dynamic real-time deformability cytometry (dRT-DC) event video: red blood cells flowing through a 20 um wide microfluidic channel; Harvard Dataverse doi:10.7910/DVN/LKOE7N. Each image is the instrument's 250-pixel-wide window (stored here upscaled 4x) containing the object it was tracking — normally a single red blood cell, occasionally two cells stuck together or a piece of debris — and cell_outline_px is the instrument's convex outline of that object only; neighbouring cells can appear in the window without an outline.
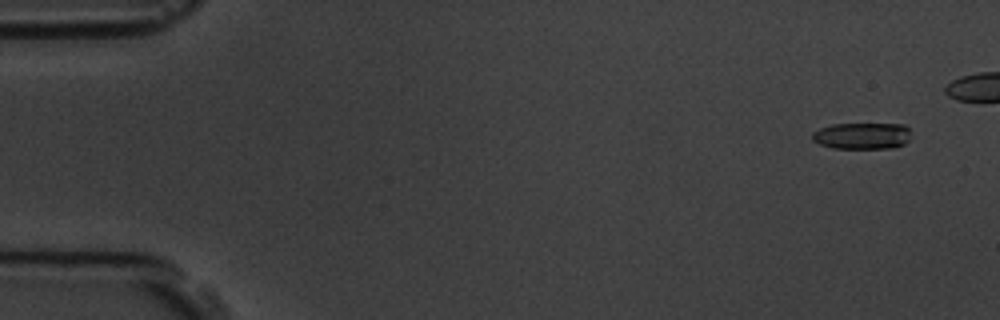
{"species": "common noctule bat (a hibernating species)", "species_latin": "Nyctalus noctula", "temperature_condition": "room temperature", "stored_images_in_passage": 16, "camera_frame_rate_fps": 3000, "um_per_image_px": 0.085, "animal": {"sex": "male", "body_mass_g": 19.5, "forearm_length_mm": 54.6}, "frame": {"image": 1, "passage_image": 1, "time_ms": 0.0, "image_size_px": [1000, 320], "cell_outline_px": [[908, 140], [904, 144], [892, 148], [832, 148], [820, 144], [812, 140], [812, 132], [820, 128], [832, 124], [904, 124], [908, 128]], "centroid_in_image_um": [73.24, 11.54], "position_along_channel_um": 11.8, "area_um2": 15.2}}
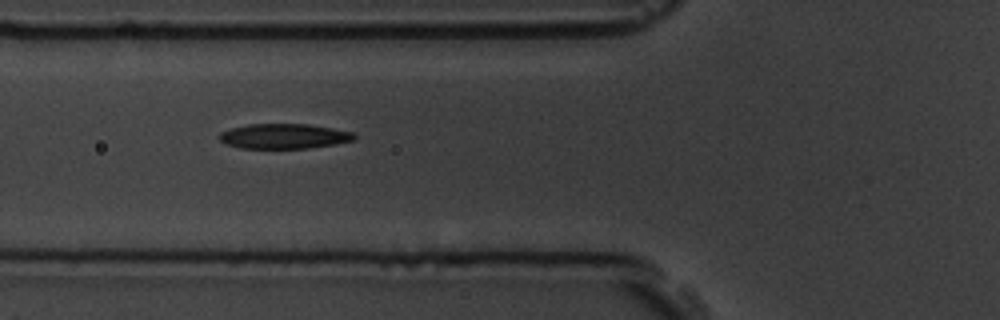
{"frame": {"image": 2, "passage_image": 7, "time_ms": 7.667, "image_size_px": [1000, 320], "cell_outline_px": [[356, 140], [308, 148], [240, 148], [224, 144], [220, 140], [220, 132], [232, 128], [248, 124], [308, 124], [332, 128], [352, 132], [356, 136]], "centroid_in_image_um": [24.12, 11.58], "position_along_channel_um": 101.7, "area_um2": 19.54}}
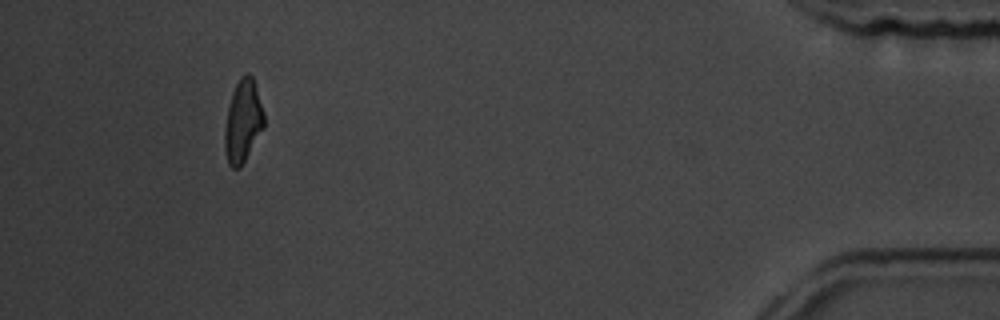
{"frame": {"image": 3, "passage_image": 15, "time_ms": 17.667, "image_size_px": [1000, 320], "cell_outline_px": [[264, 128], [240, 168], [232, 168], [228, 164], [224, 148], [224, 132], [228, 108], [232, 92], [240, 76], [248, 72], [252, 76], [264, 112]], "centroid_in_image_um": [20.64, 10.31], "position_along_channel_um": 414.6, "area_um2": 18.9}, "authors_computed_cell_mechanics": {"area_um2": 19.3341, "velocity_mm_per_s": 3.7992, "shape_relaxation_time_tau1_ms": 2.3033, "shape_relaxation_time_tau2_ms": 3.1575, "deformation_change_tau1": 0.1217, "deformation_change_tau2": 0.1126}}